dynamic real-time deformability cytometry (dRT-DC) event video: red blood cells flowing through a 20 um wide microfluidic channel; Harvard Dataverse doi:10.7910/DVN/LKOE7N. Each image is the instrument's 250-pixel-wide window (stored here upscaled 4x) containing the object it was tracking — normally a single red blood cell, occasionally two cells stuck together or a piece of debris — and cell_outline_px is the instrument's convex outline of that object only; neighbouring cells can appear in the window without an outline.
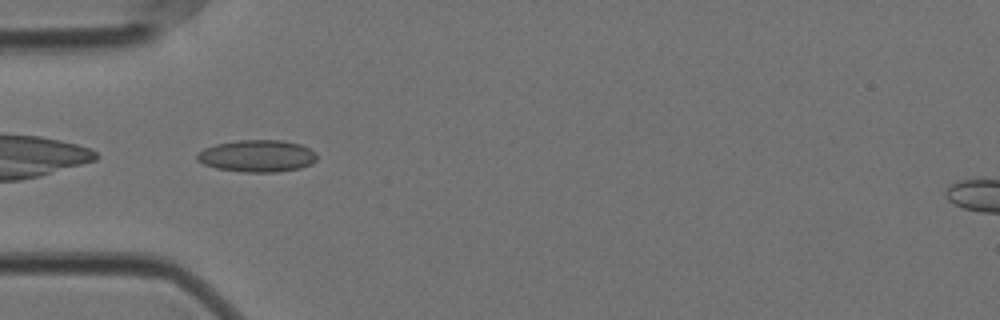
{"species": "Egyptian fruit bat (a non-hibernating species)", "species_latin": "Rousettus aegyptiacus", "temperature_condition": "cold", "stored_images_in_passage": 17, "camera_frame_rate_fps": 3000, "um_per_image_px": 0.085, "animal": {"sex": "female"}, "frame": {"image": 1, "passage_image": 1, "time_ms": 0.0, "image_size_px": [1000, 320], "cell_outline_px": [[316, 160], [312, 164], [300, 168], [276, 172], [244, 172], [216, 168], [204, 164], [196, 160], [196, 152], [204, 148], [216, 144], [240, 140], [280, 140], [300, 144], [316, 152]], "centroid_in_image_um": [21.84, 13.26], "position_along_channel_um": 63.2, "area_um2": 22.43}}
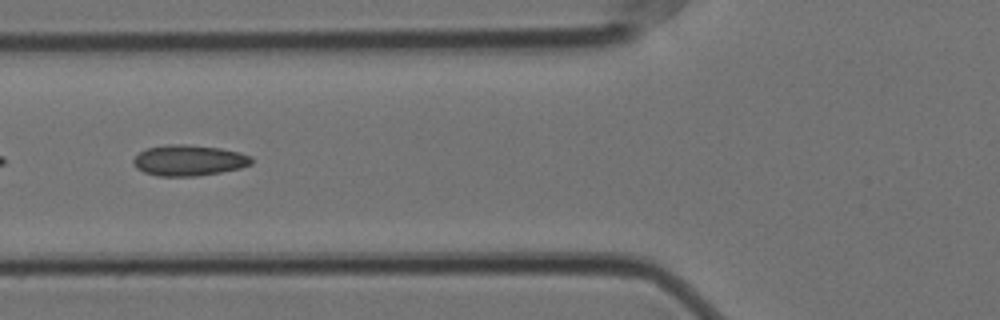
{"frame": {"image": 2, "passage_image": 5, "time_ms": 1.333, "image_size_px": [1000, 320], "cell_outline_px": [[252, 164], [240, 168], [220, 172], [196, 176], [156, 176], [144, 172], [136, 168], [132, 164], [132, 160], [140, 152], [148, 148], [168, 144], [188, 144], [220, 148], [240, 152], [252, 156]], "centroid_in_image_um": [16.05, 13.63], "position_along_channel_um": 109.7, "area_um2": 21.33}}
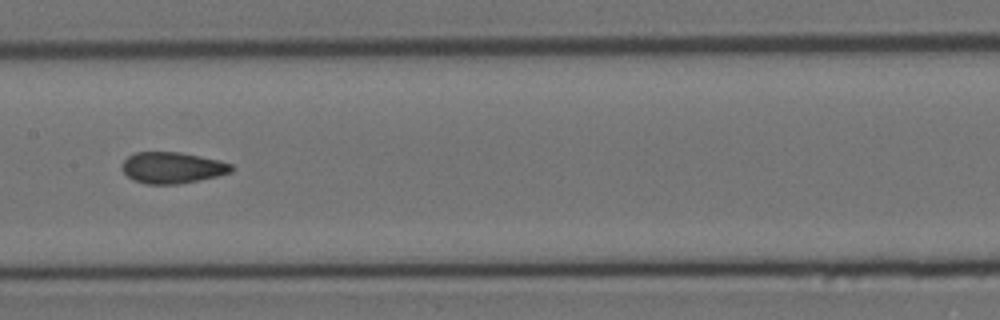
{"frame": {"image": 3, "passage_image": 12, "time_ms": 3.667, "image_size_px": [1000, 320], "cell_outline_px": [[236, 168], [232, 172], [200, 180], [176, 184], [148, 184], [132, 180], [120, 168], [124, 160], [128, 156], [136, 152], [180, 152], [220, 160], [232, 164]], "centroid_in_image_um": [14.66, 14.25], "position_along_channel_um": 192.7, "area_um2": 20.06}}